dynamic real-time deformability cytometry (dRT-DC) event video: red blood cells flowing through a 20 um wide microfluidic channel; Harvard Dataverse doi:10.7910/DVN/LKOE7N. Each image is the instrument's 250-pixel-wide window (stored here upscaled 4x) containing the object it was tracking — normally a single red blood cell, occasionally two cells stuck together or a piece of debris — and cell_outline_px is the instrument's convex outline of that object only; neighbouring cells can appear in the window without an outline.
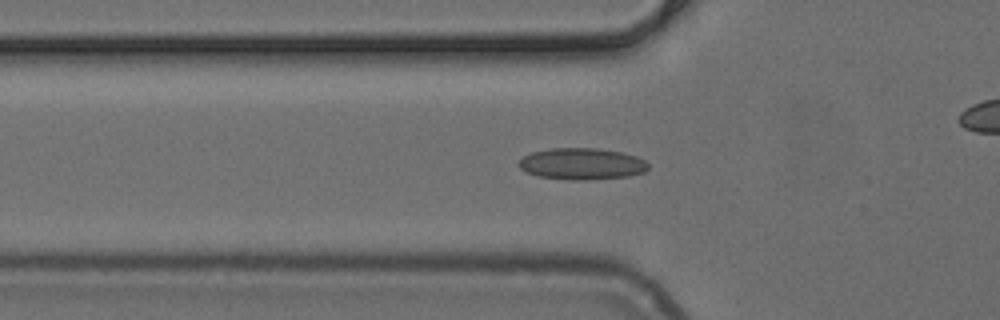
{"species": "common noctule bat (a hibernating species)", "species_latin": "Nyctalus noctula", "temperature_condition": "cold", "stored_images_in_passage": 42, "camera_frame_rate_fps": 3000, "um_per_image_px": 0.085, "animal": {"sex": "female", "body_mass_g": 24.6, "forearm_length_mm": 56.2}, "frame": {"image": 1, "passage_image": 16, "time_ms": 5.0, "image_size_px": [1000, 320], "cell_outline_px": [[648, 168], [644, 172], [628, 176], [584, 180], [572, 180], [536, 176], [524, 172], [516, 164], [524, 156], [532, 152], [548, 148], [600, 148], [620, 152], [636, 156], [644, 160], [648, 164]], "centroid_in_image_um": [49.41, 13.92], "position_along_channel_um": 76.4, "area_um2": 23.93}}
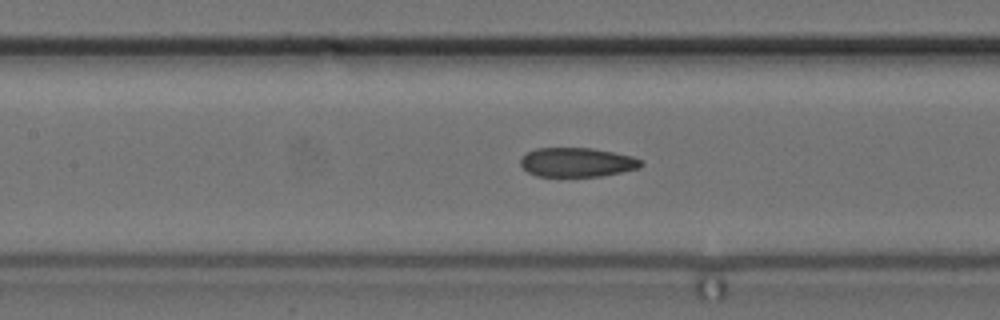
{"frame": {"image": 2, "passage_image": 22, "time_ms": 7.0, "image_size_px": [1000, 320], "cell_outline_px": [[644, 164], [640, 168], [604, 176], [536, 176], [528, 172], [520, 164], [520, 156], [536, 148], [592, 148], [632, 156], [640, 160]], "centroid_in_image_um": [49.04, 13.79], "position_along_channel_um": 158.4, "area_um2": 20.58}}
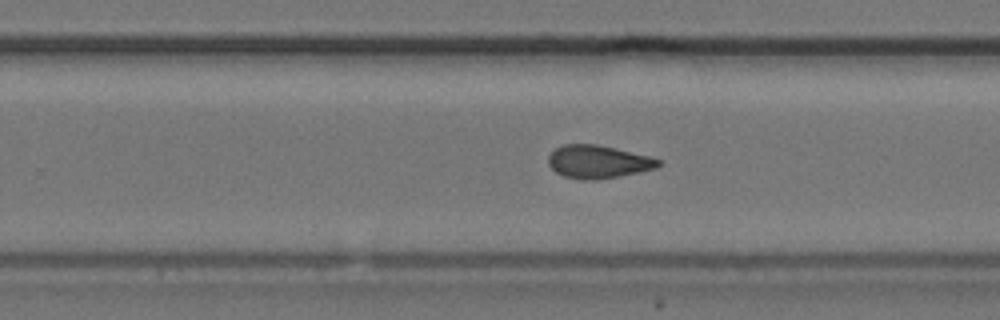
{"frame": {"image": 3, "passage_image": 31, "time_ms": 10.0, "image_size_px": [1000, 320], "cell_outline_px": [[660, 164], [656, 168], [640, 172], [620, 176], [596, 180], [580, 180], [564, 176], [556, 172], [548, 164], [548, 156], [556, 148], [564, 144], [596, 144], [616, 148], [648, 156], [660, 160]], "centroid_in_image_um": [50.82, 13.76], "position_along_channel_um": 279.0, "area_um2": 21.15}}